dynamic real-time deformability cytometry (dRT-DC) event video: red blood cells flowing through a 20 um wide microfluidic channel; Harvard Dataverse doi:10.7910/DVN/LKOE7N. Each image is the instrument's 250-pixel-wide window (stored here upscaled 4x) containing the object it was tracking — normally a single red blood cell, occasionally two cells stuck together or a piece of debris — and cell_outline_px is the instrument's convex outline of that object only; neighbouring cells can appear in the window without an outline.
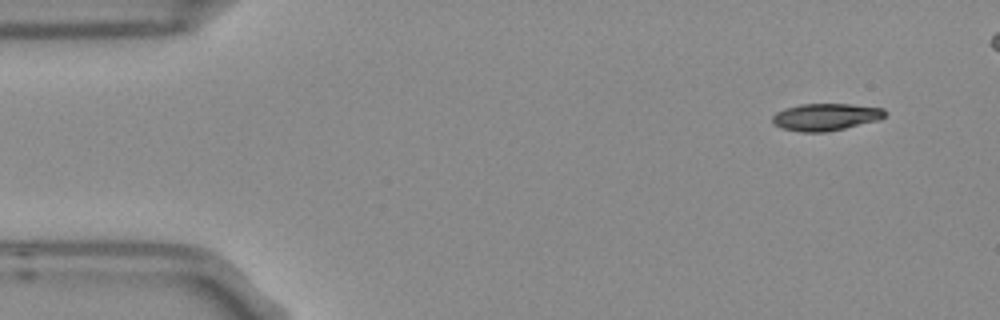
{"species": "Egyptian fruit bat (a non-hibernating species)", "species_latin": "Rousettus aegyptiacus", "temperature_condition": "room temperature", "stored_images_in_passage": 5, "camera_frame_rate_fps": 3000, "um_per_image_px": 0.085, "frame": {"image": 1, "passage_image": 1, "time_ms": 0.0, "image_size_px": [1000, 320], "cell_outline_px": [[888, 112], [880, 120], [844, 128], [824, 132], [800, 132], [784, 128], [776, 124], [772, 120], [772, 116], [776, 112], [784, 108], [800, 104], [852, 104], [884, 108]], "centroid_in_image_um": [70.22, 9.93], "position_along_channel_um": 14.8, "area_um2": 17.8}}